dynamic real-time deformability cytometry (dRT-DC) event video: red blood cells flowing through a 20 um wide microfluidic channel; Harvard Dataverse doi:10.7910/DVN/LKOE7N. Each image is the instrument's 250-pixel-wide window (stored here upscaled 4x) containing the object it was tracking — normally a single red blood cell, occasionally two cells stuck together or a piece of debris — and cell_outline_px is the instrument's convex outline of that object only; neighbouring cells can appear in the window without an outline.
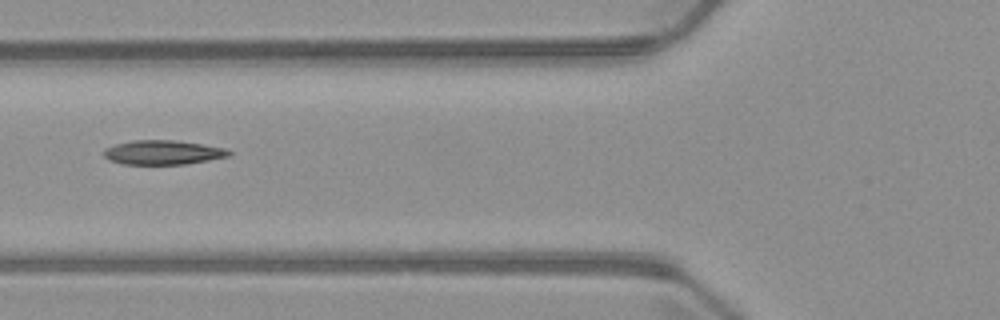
{"species": "common noctule bat (a hibernating species)", "species_latin": "Nyctalus noctula", "temperature_condition": "warm", "stored_images_in_passage": 6, "camera_frame_rate_fps": 3000, "um_per_image_px": 0.085, "animal": {"sex": "male", "body_mass_g": 23.1, "forearm_length_mm": 52.7}, "frame": {"image": 1, "passage_image": 5, "time_ms": 5.667, "image_size_px": [1000, 320], "cell_outline_px": [[232, 156], [184, 164], [124, 164], [108, 160], [104, 156], [104, 148], [116, 144], [132, 140], [176, 140], [224, 148], [232, 152]], "centroid_in_image_um": [13.84, 12.95], "position_along_channel_um": 112.0, "area_um2": 17.69}}
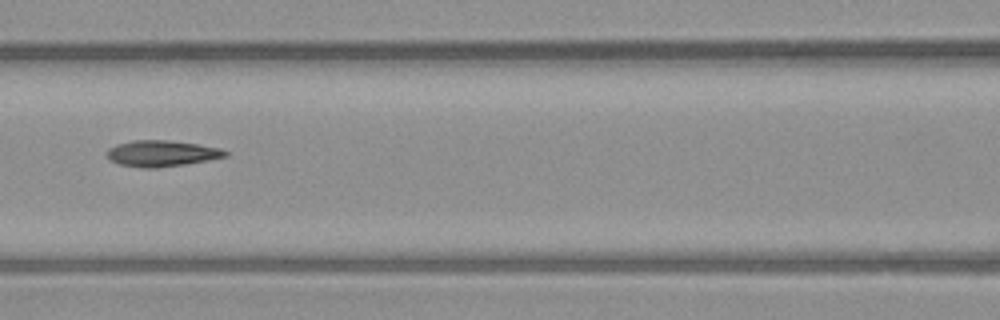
{"frame": {"image": 2, "passage_image": 6, "time_ms": 6.667, "image_size_px": [1000, 320], "cell_outline_px": [[228, 156], [208, 160], [184, 164], [156, 168], [140, 168], [120, 164], [112, 160], [108, 156], [108, 148], [116, 144], [132, 140], [168, 140], [196, 144], [220, 148], [228, 152]], "centroid_in_image_um": [13.75, 13.04], "position_along_channel_um": 152.9, "area_um2": 17.86}}